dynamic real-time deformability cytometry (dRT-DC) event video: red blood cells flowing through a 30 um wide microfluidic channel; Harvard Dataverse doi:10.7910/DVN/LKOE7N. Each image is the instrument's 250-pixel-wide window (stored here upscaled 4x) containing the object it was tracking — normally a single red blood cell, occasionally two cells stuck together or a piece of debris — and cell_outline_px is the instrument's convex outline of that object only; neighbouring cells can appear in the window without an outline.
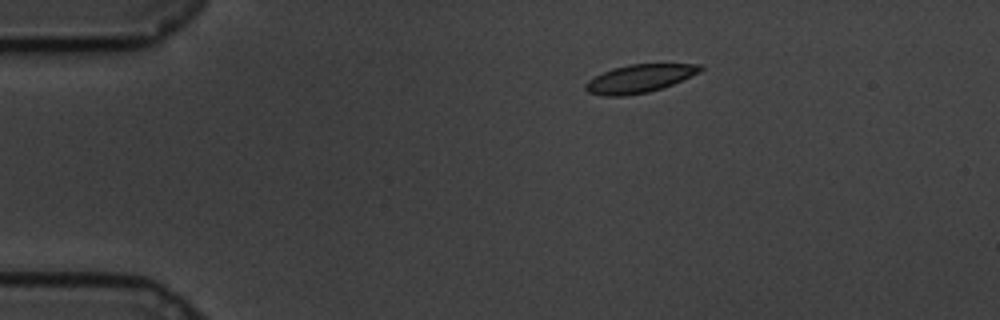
{"species": "common noctule bat (a hibernating species)", "species_latin": "Nyctalus noctula", "temperature_condition": "cold", "stored_images_in_passage": 16, "segment_of_instrument_passage": [2, 2], "camera_frame_rate_fps": 3000, "um_per_image_px": 0.085, "animal": {"sex": "male", "body_mass_g": 19.5, "forearm_length_mm": 54.6}, "frame": {"image": 1, "passage_image": 16, "time_ms": 5.0, "image_size_px": [1000, 320], "cell_outline_px": [[704, 68], [700, 72], [672, 84], [648, 92], [624, 96], [604, 96], [588, 92], [584, 88], [584, 84], [588, 80], [612, 68], [628, 64], [700, 64]], "centroid_in_image_um": [54.33, 6.67], "position_along_channel_um": 30.7, "area_um2": 18.67}}